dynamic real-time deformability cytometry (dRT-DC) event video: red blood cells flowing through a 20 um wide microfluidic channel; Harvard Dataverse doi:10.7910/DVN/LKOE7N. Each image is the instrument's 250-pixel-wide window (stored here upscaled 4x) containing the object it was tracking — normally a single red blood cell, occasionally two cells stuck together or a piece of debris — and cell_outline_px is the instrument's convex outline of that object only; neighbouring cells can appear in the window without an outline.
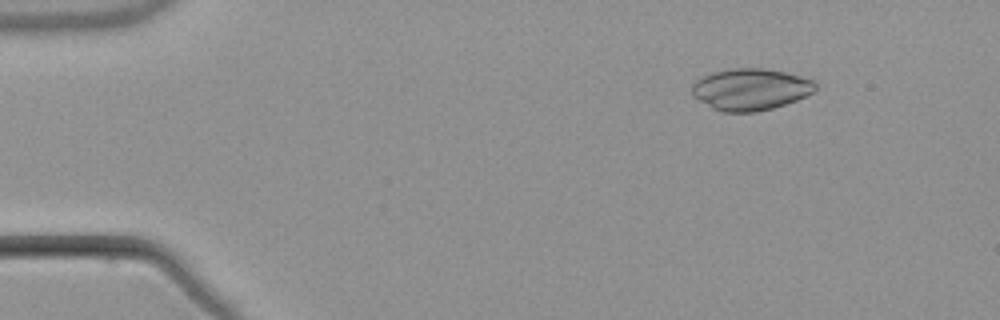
{"species": "common noctule bat (a hibernating species)", "species_latin": "Nyctalus noctula", "temperature_condition": "warm", "stored_images_in_passage": 8, "camera_frame_rate_fps": 3000, "um_per_image_px": 0.085, "animal": {"sex": "male", "body_mass_g": 21.5, "forearm_length_mm": 52.0}, "frame": {"image": 1, "passage_image": 2, "time_ms": 1.333, "image_size_px": [1000, 320], "cell_outline_px": [[816, 88], [812, 92], [796, 100], [772, 108], [756, 112], [724, 112], [712, 108], [692, 96], [692, 84], [700, 76], [712, 72], [732, 68], [764, 68], [784, 72], [800, 76], [812, 80], [816, 84]], "centroid_in_image_um": [63.74, 7.59], "position_along_channel_um": 21.3, "area_um2": 29.94}}
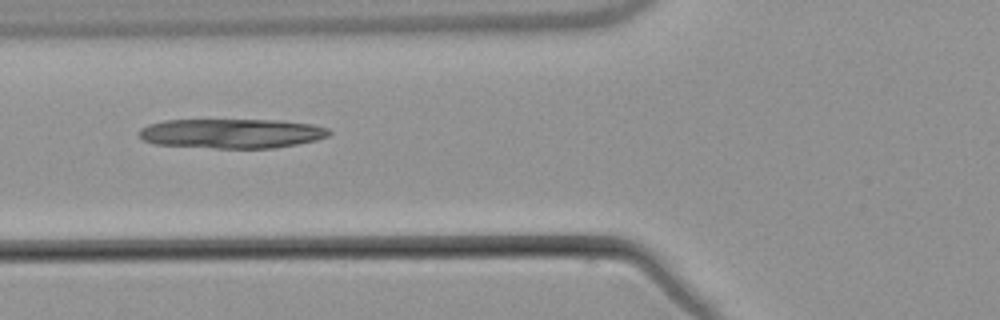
{"frame": {"image": 2, "passage_image": 6, "time_ms": 6.0, "image_size_px": [1000, 320], "cell_outline_px": [[332, 132], [328, 136], [316, 140], [296, 144], [272, 148], [216, 148], [156, 144], [144, 140], [136, 132], [140, 128], [148, 124], [164, 120], [280, 120], [312, 124], [328, 128]], "centroid_in_image_um": [19.68, 11.34], "position_along_channel_um": 106.1, "area_um2": 32.77}}
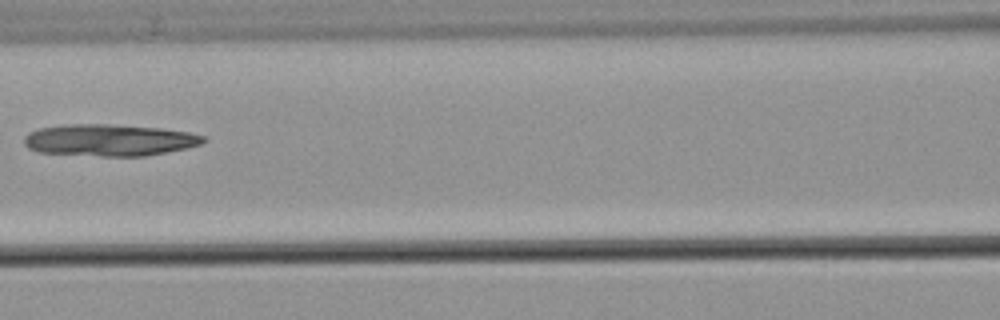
{"frame": {"image": 3, "passage_image": 7, "time_ms": 7.333, "image_size_px": [1000, 320], "cell_outline_px": [[208, 140], [200, 144], [188, 148], [144, 156], [100, 156], [36, 152], [28, 148], [24, 144], [24, 136], [28, 132], [40, 128], [64, 124], [108, 124], [160, 128], [188, 132], [204, 136]], "centroid_in_image_um": [9.27, 11.91], "position_along_channel_um": 157.3, "area_um2": 33.35}}